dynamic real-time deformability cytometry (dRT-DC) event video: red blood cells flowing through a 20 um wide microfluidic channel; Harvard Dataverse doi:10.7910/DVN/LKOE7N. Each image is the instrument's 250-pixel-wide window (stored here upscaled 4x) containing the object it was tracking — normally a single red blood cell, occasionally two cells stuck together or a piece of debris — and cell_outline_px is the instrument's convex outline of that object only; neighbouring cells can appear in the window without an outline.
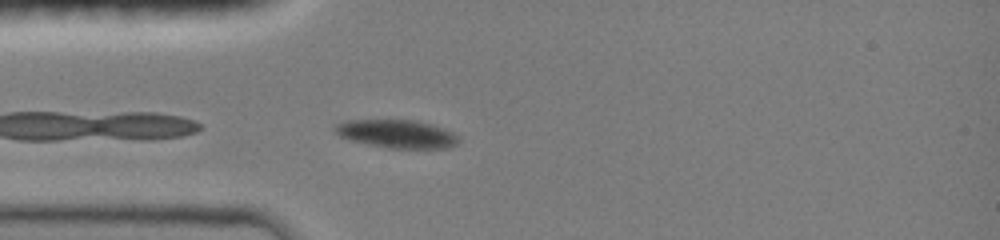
{"species": "common noctule bat (a hibernating species)", "species_latin": "Nyctalus noctula", "temperature_condition": "room temperature", "stored_images_in_passage": 12, "camera_frame_rate_fps": 3000, "um_per_image_px": 0.085, "animal": {"sex": "female", "body_mass_g": 19.0, "forearm_length_mm": 51.5}, "frame": {"image": 1, "passage_image": 1, "time_ms": 0.0, "image_size_px": [1000, 240], "cell_outline_px": [[460, 140], [456, 144], [448, 148], [388, 148], [368, 144], [352, 140], [340, 136], [332, 128], [336, 124], [344, 120], [416, 120], [452, 132]], "centroid_in_image_um": [33.69, 11.38], "position_along_channel_um": 51.3, "area_um2": 20.06}}